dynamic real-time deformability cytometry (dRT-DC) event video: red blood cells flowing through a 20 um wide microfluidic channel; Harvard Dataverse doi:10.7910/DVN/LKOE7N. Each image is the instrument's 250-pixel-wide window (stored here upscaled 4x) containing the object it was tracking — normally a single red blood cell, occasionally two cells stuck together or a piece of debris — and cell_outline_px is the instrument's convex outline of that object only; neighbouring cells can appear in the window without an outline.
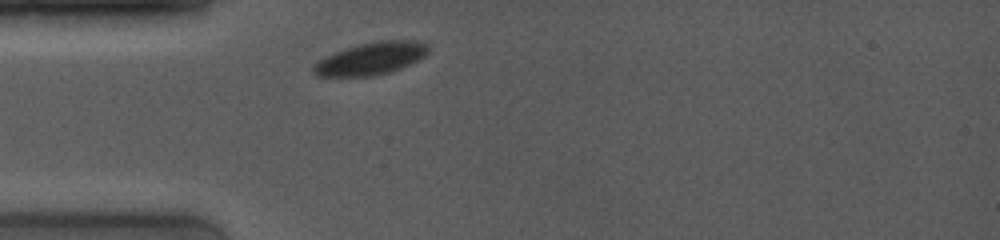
{"species": "common noctule bat (a hibernating species)", "species_latin": "Nyctalus noctula", "temperature_condition": "room temperature", "stored_images_in_passage": 1, "camera_frame_rate_fps": 4000, "um_per_image_px": 0.085, "animal": {"sex": "female", "body_mass_g": 19.0, "forearm_length_mm": 53.3}, "frame": {"image": 1, "passage_image": 1, "time_ms": 0.0, "image_size_px": [1000, 240], "cell_outline_px": [[428, 52], [420, 60], [412, 64], [392, 72], [376, 76], [316, 76], [312, 72], [312, 68], [320, 60], [336, 52], [360, 44], [376, 40], [412, 40], [428, 44]], "centroid_in_image_um": [31.59, 4.99], "position_along_channel_um": 53.4, "area_um2": 21.68}}